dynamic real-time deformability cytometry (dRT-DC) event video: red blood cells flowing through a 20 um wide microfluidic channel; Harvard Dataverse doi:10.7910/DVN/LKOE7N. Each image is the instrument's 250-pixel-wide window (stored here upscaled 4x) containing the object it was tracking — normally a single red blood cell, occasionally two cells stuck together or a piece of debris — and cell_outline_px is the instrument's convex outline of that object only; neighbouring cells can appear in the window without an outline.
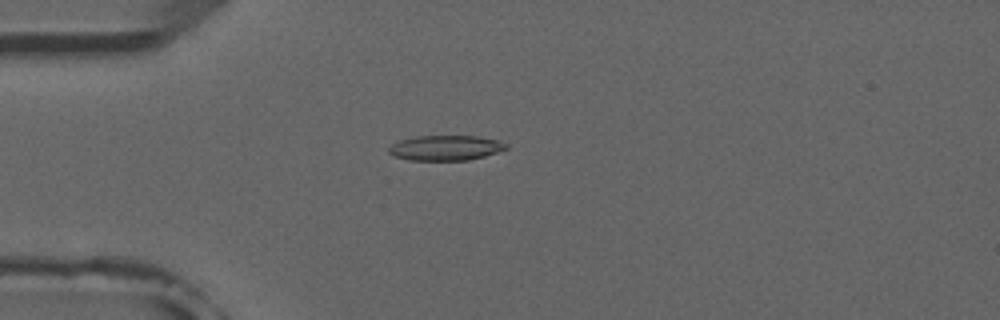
{"species": "common noctule bat (a hibernating species)", "species_latin": "Nyctalus noctula", "temperature_condition": "room temperature", "stored_images_in_passage": 4, "camera_frame_rate_fps": 3000, "um_per_image_px": 0.085, "animal": {"sex": "male", "forearm_length_mm": 52.5}, "frame": {"image": 1, "passage_image": 4, "time_ms": 4.333, "image_size_px": [1000, 320], "cell_outline_px": [[508, 148], [484, 156], [468, 160], [408, 160], [396, 156], [388, 152], [388, 148], [392, 144], [400, 140], [416, 136], [476, 136], [500, 140], [508, 144]], "centroid_in_image_um": [37.89, 12.56], "position_along_channel_um": 47.1, "area_um2": 17.11}}